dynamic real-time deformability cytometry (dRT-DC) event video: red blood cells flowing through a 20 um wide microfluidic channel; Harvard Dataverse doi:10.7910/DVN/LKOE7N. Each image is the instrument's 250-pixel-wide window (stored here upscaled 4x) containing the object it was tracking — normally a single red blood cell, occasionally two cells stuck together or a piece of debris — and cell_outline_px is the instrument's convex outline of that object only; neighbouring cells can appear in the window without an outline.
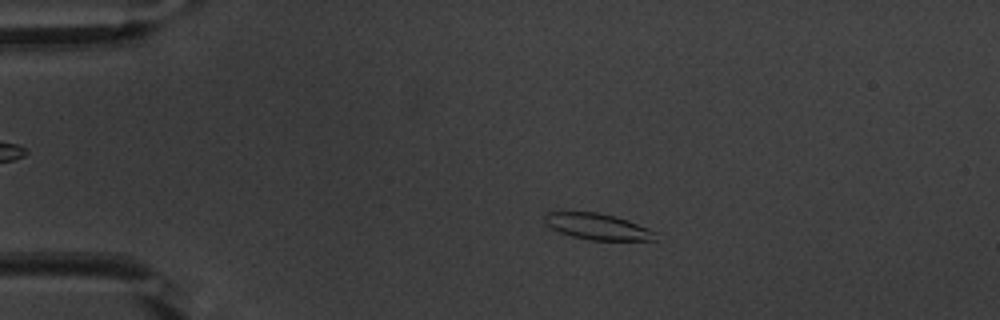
{"species": "common noctule bat (a hibernating species)", "species_latin": "Nyctalus noctula", "temperature_condition": "warm", "stored_images_in_passage": 53, "camera_frame_rate_fps": 3000, "um_per_image_px": 0.085, "animal": {"sex": "male", "body_mass_g": 20.1, "forearm_length_mm": 53.5}, "frame": {"image": 1, "passage_image": 11, "time_ms": 3.333, "image_size_px": [1000, 320], "cell_outline_px": [[656, 240], [588, 240], [572, 236], [560, 232], [552, 228], [544, 220], [544, 212], [596, 212], [616, 216], [628, 220], [648, 228], [656, 232]], "centroid_in_image_um": [50.8, 19.25], "position_along_channel_um": 34.2, "area_um2": 16.82}}
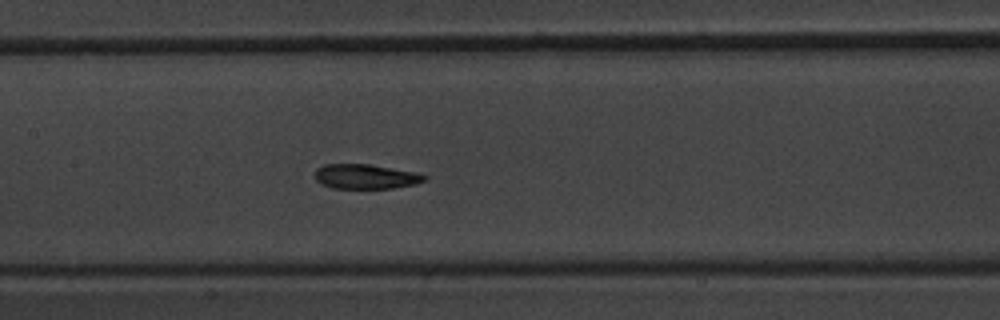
{"frame": {"image": 2, "passage_image": 26, "time_ms": 8.333, "image_size_px": [1000, 320], "cell_outline_px": [[428, 176], [424, 180], [416, 184], [392, 188], [332, 188], [320, 184], [316, 180], [316, 168], [324, 164], [368, 164], [416, 172]], "centroid_in_image_um": [31.06, 15.0], "position_along_channel_um": 176.3, "area_um2": 15.72}}
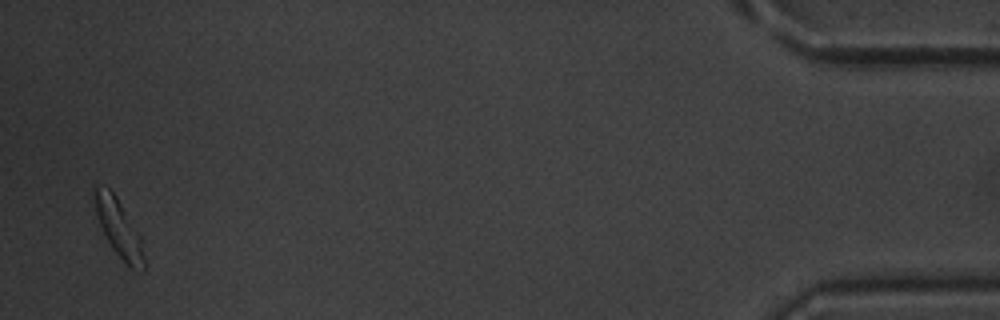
{"frame": {"image": 3, "passage_image": 52, "time_ms": 17.0, "image_size_px": [1000, 320], "cell_outline_px": [[144, 272], [128, 268], [112, 248], [100, 224], [96, 212], [92, 188], [108, 188], [116, 196], [140, 232], [144, 256]], "centroid_in_image_um": [10.14, 19.45], "position_along_channel_um": 425.1, "area_um2": 16.59}, "authors_computed_cell_mechanics": {"area_um2": 16.762, "velocity_mm_per_s": 3.8106, "shape_relaxation_time_tau1_ms": 2.6166, "shape_relaxation_time_tau2_ms": 2.1785, "deformation_change_tau1": 0.1426, "deformation_change_tau2": 0.0922}}